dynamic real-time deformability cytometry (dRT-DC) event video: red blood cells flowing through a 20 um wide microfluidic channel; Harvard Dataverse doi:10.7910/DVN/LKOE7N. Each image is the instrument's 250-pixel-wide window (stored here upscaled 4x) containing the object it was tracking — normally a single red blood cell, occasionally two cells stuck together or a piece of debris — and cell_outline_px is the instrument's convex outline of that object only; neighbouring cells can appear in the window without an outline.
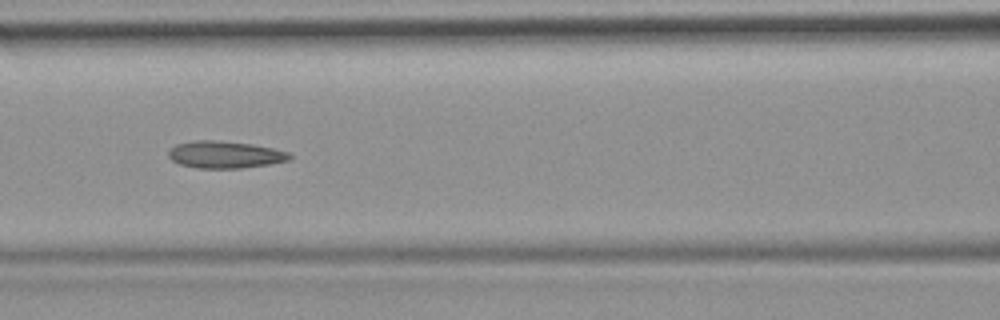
{"species": "common noctule bat (a hibernating species)", "species_latin": "Nyctalus noctula", "temperature_condition": "room temperature", "stored_images_in_passage": 51, "camera_frame_rate_fps": 3000, "um_per_image_px": 0.085, "animal": {"sex": "female", "body_mass_g": 19.9}, "frame": {"image": 1, "passage_image": 22, "time_ms": 7.0, "image_size_px": [1000, 320], "cell_outline_px": [[292, 156], [288, 160], [268, 164], [240, 168], [196, 168], [180, 164], [172, 160], [168, 156], [168, 152], [176, 144], [192, 140], [216, 140], [252, 144], [272, 148], [288, 152]], "centroid_in_image_um": [19.09, 13.14], "position_along_channel_um": 147.5, "area_um2": 19.02}, "authors_computed_cell_mechanics": {"area_um2": 19.363, "velocity_mm_per_s": 3.9322, "shape_relaxation_time_tau1_ms": null, "shape_relaxation_time_tau2_ms": 3.6272, "deformation_change_tau1": null, "deformation_change_tau2": 0.1266}}